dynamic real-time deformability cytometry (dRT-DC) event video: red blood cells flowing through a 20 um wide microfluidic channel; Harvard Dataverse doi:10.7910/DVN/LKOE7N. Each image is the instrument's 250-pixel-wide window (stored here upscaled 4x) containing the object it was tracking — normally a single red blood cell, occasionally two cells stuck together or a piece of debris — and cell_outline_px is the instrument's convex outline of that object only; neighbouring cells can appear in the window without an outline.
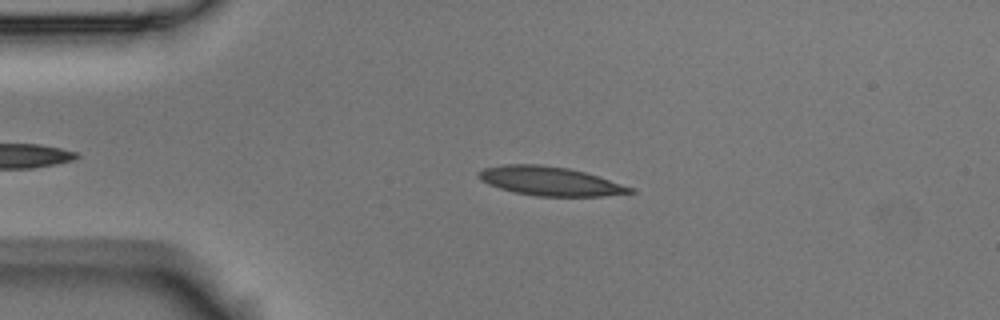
{"species": "Egyptian fruit bat (a non-hibernating species)", "species_latin": "Rousettus aegyptiacus", "temperature_condition": "room temperature", "stored_images_in_passage": 43, "camera_frame_rate_fps": 3000, "um_per_image_px": 0.085, "animal": {"sex": "male"}, "frame": {"image": 1, "passage_image": 5, "time_ms": 1.333, "image_size_px": [1000, 320], "cell_outline_px": [[636, 192], [604, 196], [536, 196], [516, 192], [500, 188], [488, 184], [480, 180], [476, 176], [484, 168], [500, 164], [540, 164], [568, 168], [584, 172], [636, 188]], "centroid_in_image_um": [46.76, 15.39], "position_along_channel_um": 38.2, "area_um2": 25.55}}
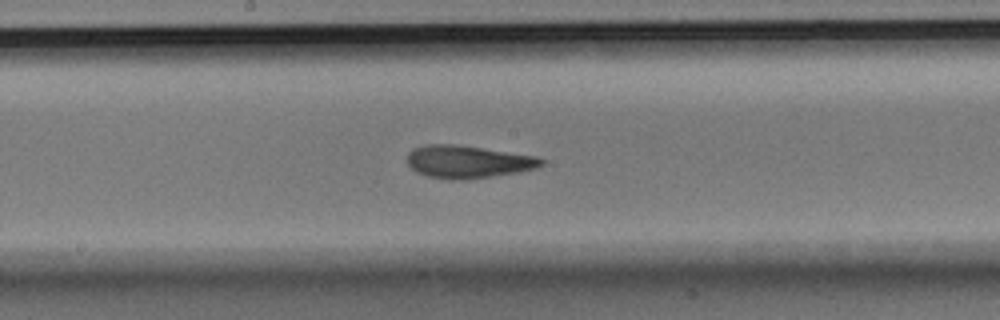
{"frame": {"image": 2, "passage_image": 22, "time_ms": 7.0, "image_size_px": [1000, 320], "cell_outline_px": [[544, 164], [536, 168], [520, 172], [464, 180], [448, 180], [428, 176], [416, 172], [408, 164], [408, 152], [412, 148], [424, 144], [456, 144], [536, 156], [544, 160]], "centroid_in_image_um": [39.75, 13.75], "position_along_channel_um": 208.4, "area_um2": 25.66}}
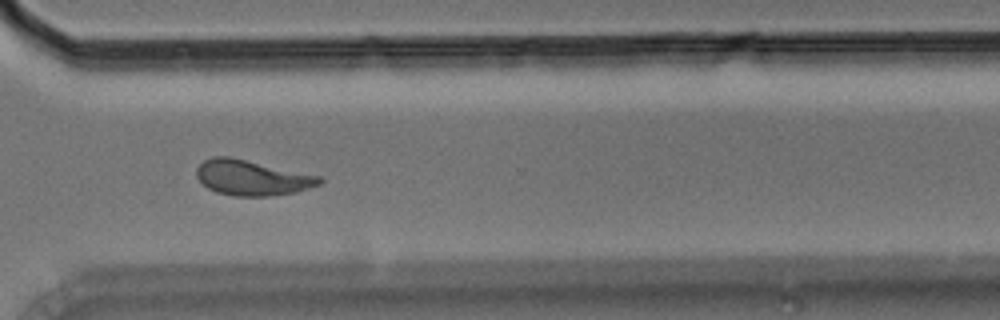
{"frame": {"image": 3, "passage_image": 34, "time_ms": 11.0, "image_size_px": [1000, 320], "cell_outline_px": [[324, 180], [320, 184], [296, 192], [268, 196], [236, 196], [216, 192], [208, 188], [196, 176], [196, 168], [204, 160], [212, 156], [228, 156], [320, 176]], "centroid_in_image_um": [21.4, 15.1], "position_along_channel_um": 349.2, "area_um2": 25.09}, "authors_computed_cell_mechanics": {"area_um2": 25.0274, "velocity_mm_per_s": 3.5255, "shape_relaxation_time_tau1_ms": 6.5152, "shape_relaxation_time_tau2_ms": 2.226, "deformation_change_tau1": 0.2095, "deformation_change_tau2": 0.0987}}